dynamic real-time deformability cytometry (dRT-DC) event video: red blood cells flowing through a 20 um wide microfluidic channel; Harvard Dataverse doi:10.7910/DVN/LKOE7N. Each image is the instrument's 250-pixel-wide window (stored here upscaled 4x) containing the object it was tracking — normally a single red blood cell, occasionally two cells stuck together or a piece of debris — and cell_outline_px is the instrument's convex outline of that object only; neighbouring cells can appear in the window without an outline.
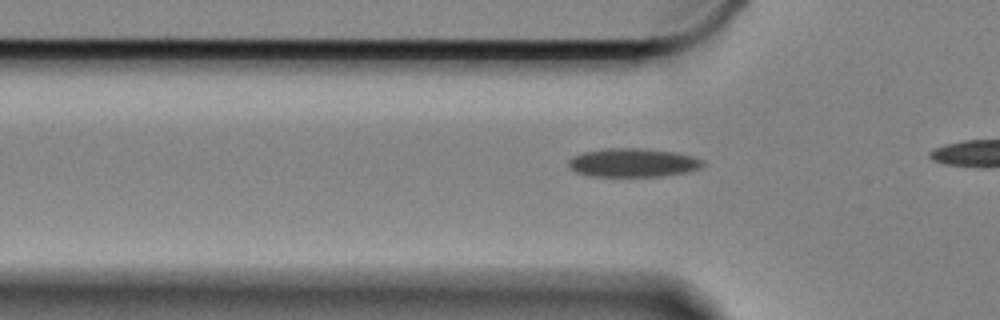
{"species": "Egyptian fruit bat (a non-hibernating species)", "species_latin": "Rousettus aegyptiacus", "temperature_condition": "cold", "stored_images_in_passage": 14, "camera_frame_rate_fps": 3000, "um_per_image_px": 0.085, "animal": {"sex": "female"}, "frame": {"image": 1, "passage_image": 8, "time_ms": 2.333, "image_size_px": [1000, 320], "cell_outline_px": [[704, 164], [700, 168], [688, 172], [660, 176], [588, 176], [576, 172], [568, 168], [568, 160], [572, 156], [584, 152], [604, 148], [644, 148], [676, 152], [692, 156], [704, 160]], "centroid_in_image_um": [53.78, 13.82], "position_along_channel_um": 72.0, "area_um2": 22.66}}
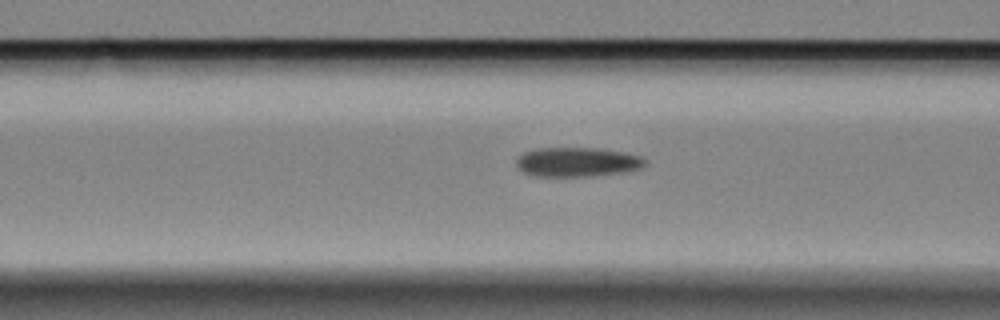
{"frame": {"image": 2, "passage_image": 12, "time_ms": 3.667, "image_size_px": [1000, 320], "cell_outline_px": [[644, 164], [640, 168], [624, 172], [592, 176], [532, 176], [524, 172], [516, 164], [516, 160], [524, 152], [536, 148], [596, 148], [624, 152], [640, 156], [644, 160]], "centroid_in_image_um": [49.04, 13.77], "position_along_channel_um": 117.6, "area_um2": 21.85}}